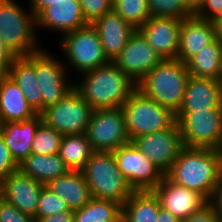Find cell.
<instances>
[{
  "instance_id": "1",
  "label": "cell",
  "mask_w": 222,
  "mask_h": 222,
  "mask_svg": "<svg viewBox=\"0 0 222 222\" xmlns=\"http://www.w3.org/2000/svg\"><path fill=\"white\" fill-rule=\"evenodd\" d=\"M221 174L222 150L184 146L165 175L175 184L197 191L211 201Z\"/></svg>"
},
{
  "instance_id": "2",
  "label": "cell",
  "mask_w": 222,
  "mask_h": 222,
  "mask_svg": "<svg viewBox=\"0 0 222 222\" xmlns=\"http://www.w3.org/2000/svg\"><path fill=\"white\" fill-rule=\"evenodd\" d=\"M83 79L74 88L95 109L120 108L137 89V84L114 62L81 74Z\"/></svg>"
},
{
  "instance_id": "3",
  "label": "cell",
  "mask_w": 222,
  "mask_h": 222,
  "mask_svg": "<svg viewBox=\"0 0 222 222\" xmlns=\"http://www.w3.org/2000/svg\"><path fill=\"white\" fill-rule=\"evenodd\" d=\"M189 76L186 63L164 59L138 82L137 88L176 114L182 105Z\"/></svg>"
},
{
  "instance_id": "4",
  "label": "cell",
  "mask_w": 222,
  "mask_h": 222,
  "mask_svg": "<svg viewBox=\"0 0 222 222\" xmlns=\"http://www.w3.org/2000/svg\"><path fill=\"white\" fill-rule=\"evenodd\" d=\"M81 172L93 198L123 205L134 192L110 151H94Z\"/></svg>"
},
{
  "instance_id": "5",
  "label": "cell",
  "mask_w": 222,
  "mask_h": 222,
  "mask_svg": "<svg viewBox=\"0 0 222 222\" xmlns=\"http://www.w3.org/2000/svg\"><path fill=\"white\" fill-rule=\"evenodd\" d=\"M27 11L15 0H0V36L18 57L42 48L36 39V16L30 8Z\"/></svg>"
},
{
  "instance_id": "6",
  "label": "cell",
  "mask_w": 222,
  "mask_h": 222,
  "mask_svg": "<svg viewBox=\"0 0 222 222\" xmlns=\"http://www.w3.org/2000/svg\"><path fill=\"white\" fill-rule=\"evenodd\" d=\"M121 108L131 142L140 135L171 128L177 122L172 110L159 105L138 88Z\"/></svg>"
},
{
  "instance_id": "7",
  "label": "cell",
  "mask_w": 222,
  "mask_h": 222,
  "mask_svg": "<svg viewBox=\"0 0 222 222\" xmlns=\"http://www.w3.org/2000/svg\"><path fill=\"white\" fill-rule=\"evenodd\" d=\"M59 41L68 59L65 62L81 74L110 62L104 53L98 32L92 24L65 33Z\"/></svg>"
},
{
  "instance_id": "8",
  "label": "cell",
  "mask_w": 222,
  "mask_h": 222,
  "mask_svg": "<svg viewBox=\"0 0 222 222\" xmlns=\"http://www.w3.org/2000/svg\"><path fill=\"white\" fill-rule=\"evenodd\" d=\"M183 146L222 150V108L176 114Z\"/></svg>"
},
{
  "instance_id": "9",
  "label": "cell",
  "mask_w": 222,
  "mask_h": 222,
  "mask_svg": "<svg viewBox=\"0 0 222 222\" xmlns=\"http://www.w3.org/2000/svg\"><path fill=\"white\" fill-rule=\"evenodd\" d=\"M93 109L73 88L63 99L44 109L43 122L62 135L86 133Z\"/></svg>"
},
{
  "instance_id": "10",
  "label": "cell",
  "mask_w": 222,
  "mask_h": 222,
  "mask_svg": "<svg viewBox=\"0 0 222 222\" xmlns=\"http://www.w3.org/2000/svg\"><path fill=\"white\" fill-rule=\"evenodd\" d=\"M118 169L134 191L153 190L165 174L133 143L112 151Z\"/></svg>"
},
{
  "instance_id": "11",
  "label": "cell",
  "mask_w": 222,
  "mask_h": 222,
  "mask_svg": "<svg viewBox=\"0 0 222 222\" xmlns=\"http://www.w3.org/2000/svg\"><path fill=\"white\" fill-rule=\"evenodd\" d=\"M94 151H110L131 142L122 108L95 109L86 131Z\"/></svg>"
},
{
  "instance_id": "12",
  "label": "cell",
  "mask_w": 222,
  "mask_h": 222,
  "mask_svg": "<svg viewBox=\"0 0 222 222\" xmlns=\"http://www.w3.org/2000/svg\"><path fill=\"white\" fill-rule=\"evenodd\" d=\"M65 67L64 62L57 57L55 59L46 50L35 52V74L42 94L43 110L56 104L74 88V83L66 78Z\"/></svg>"
},
{
  "instance_id": "13",
  "label": "cell",
  "mask_w": 222,
  "mask_h": 222,
  "mask_svg": "<svg viewBox=\"0 0 222 222\" xmlns=\"http://www.w3.org/2000/svg\"><path fill=\"white\" fill-rule=\"evenodd\" d=\"M132 142L164 174L171 169L184 147L178 122L166 130L140 135Z\"/></svg>"
},
{
  "instance_id": "14",
  "label": "cell",
  "mask_w": 222,
  "mask_h": 222,
  "mask_svg": "<svg viewBox=\"0 0 222 222\" xmlns=\"http://www.w3.org/2000/svg\"><path fill=\"white\" fill-rule=\"evenodd\" d=\"M162 57L149 45L137 29L129 37L120 55L113 61L136 84L161 61Z\"/></svg>"
},
{
  "instance_id": "15",
  "label": "cell",
  "mask_w": 222,
  "mask_h": 222,
  "mask_svg": "<svg viewBox=\"0 0 222 222\" xmlns=\"http://www.w3.org/2000/svg\"><path fill=\"white\" fill-rule=\"evenodd\" d=\"M152 191L157 196L160 206L180 221L185 220L209 202L197 191L175 184L166 175Z\"/></svg>"
},
{
  "instance_id": "16",
  "label": "cell",
  "mask_w": 222,
  "mask_h": 222,
  "mask_svg": "<svg viewBox=\"0 0 222 222\" xmlns=\"http://www.w3.org/2000/svg\"><path fill=\"white\" fill-rule=\"evenodd\" d=\"M43 186L39 181L16 170L0 182V197L22 213L35 218Z\"/></svg>"
},
{
  "instance_id": "17",
  "label": "cell",
  "mask_w": 222,
  "mask_h": 222,
  "mask_svg": "<svg viewBox=\"0 0 222 222\" xmlns=\"http://www.w3.org/2000/svg\"><path fill=\"white\" fill-rule=\"evenodd\" d=\"M182 19L150 17L138 30L162 59H177Z\"/></svg>"
},
{
  "instance_id": "18",
  "label": "cell",
  "mask_w": 222,
  "mask_h": 222,
  "mask_svg": "<svg viewBox=\"0 0 222 222\" xmlns=\"http://www.w3.org/2000/svg\"><path fill=\"white\" fill-rule=\"evenodd\" d=\"M88 25L83 17L78 0H58L44 8L36 16L37 29L47 28L63 33L74 31ZM39 27V28H38Z\"/></svg>"
},
{
  "instance_id": "19",
  "label": "cell",
  "mask_w": 222,
  "mask_h": 222,
  "mask_svg": "<svg viewBox=\"0 0 222 222\" xmlns=\"http://www.w3.org/2000/svg\"><path fill=\"white\" fill-rule=\"evenodd\" d=\"M222 108L221 81L189 76L182 105L176 114Z\"/></svg>"
},
{
  "instance_id": "20",
  "label": "cell",
  "mask_w": 222,
  "mask_h": 222,
  "mask_svg": "<svg viewBox=\"0 0 222 222\" xmlns=\"http://www.w3.org/2000/svg\"><path fill=\"white\" fill-rule=\"evenodd\" d=\"M92 26L97 30L107 59L113 62L135 31L118 13L110 11L96 19Z\"/></svg>"
},
{
  "instance_id": "21",
  "label": "cell",
  "mask_w": 222,
  "mask_h": 222,
  "mask_svg": "<svg viewBox=\"0 0 222 222\" xmlns=\"http://www.w3.org/2000/svg\"><path fill=\"white\" fill-rule=\"evenodd\" d=\"M216 39L214 22L197 18L195 15L182 19L179 32V48L177 59L186 63L204 46Z\"/></svg>"
},
{
  "instance_id": "22",
  "label": "cell",
  "mask_w": 222,
  "mask_h": 222,
  "mask_svg": "<svg viewBox=\"0 0 222 222\" xmlns=\"http://www.w3.org/2000/svg\"><path fill=\"white\" fill-rule=\"evenodd\" d=\"M42 122L41 114H37L28 120L1 123L0 134L17 164L31 154L32 141Z\"/></svg>"
},
{
  "instance_id": "23",
  "label": "cell",
  "mask_w": 222,
  "mask_h": 222,
  "mask_svg": "<svg viewBox=\"0 0 222 222\" xmlns=\"http://www.w3.org/2000/svg\"><path fill=\"white\" fill-rule=\"evenodd\" d=\"M36 115L19 86L8 75L0 76V122L24 121Z\"/></svg>"
},
{
  "instance_id": "24",
  "label": "cell",
  "mask_w": 222,
  "mask_h": 222,
  "mask_svg": "<svg viewBox=\"0 0 222 222\" xmlns=\"http://www.w3.org/2000/svg\"><path fill=\"white\" fill-rule=\"evenodd\" d=\"M8 76L23 91L28 104L37 114H40L43 111V100L35 74V53L17 57L9 70Z\"/></svg>"
},
{
  "instance_id": "25",
  "label": "cell",
  "mask_w": 222,
  "mask_h": 222,
  "mask_svg": "<svg viewBox=\"0 0 222 222\" xmlns=\"http://www.w3.org/2000/svg\"><path fill=\"white\" fill-rule=\"evenodd\" d=\"M46 186L74 211L85 206L92 198L83 173L78 170H69Z\"/></svg>"
},
{
  "instance_id": "26",
  "label": "cell",
  "mask_w": 222,
  "mask_h": 222,
  "mask_svg": "<svg viewBox=\"0 0 222 222\" xmlns=\"http://www.w3.org/2000/svg\"><path fill=\"white\" fill-rule=\"evenodd\" d=\"M18 170L32 177L40 183L47 185L61 175L66 174L69 168L65 165L59 154L38 155L31 153L18 164Z\"/></svg>"
},
{
  "instance_id": "27",
  "label": "cell",
  "mask_w": 222,
  "mask_h": 222,
  "mask_svg": "<svg viewBox=\"0 0 222 222\" xmlns=\"http://www.w3.org/2000/svg\"><path fill=\"white\" fill-rule=\"evenodd\" d=\"M186 66L190 76L221 80L222 78V43L216 38L191 57Z\"/></svg>"
},
{
  "instance_id": "28",
  "label": "cell",
  "mask_w": 222,
  "mask_h": 222,
  "mask_svg": "<svg viewBox=\"0 0 222 222\" xmlns=\"http://www.w3.org/2000/svg\"><path fill=\"white\" fill-rule=\"evenodd\" d=\"M160 207L152 190L134 191L122 205L121 222H157Z\"/></svg>"
},
{
  "instance_id": "29",
  "label": "cell",
  "mask_w": 222,
  "mask_h": 222,
  "mask_svg": "<svg viewBox=\"0 0 222 222\" xmlns=\"http://www.w3.org/2000/svg\"><path fill=\"white\" fill-rule=\"evenodd\" d=\"M93 152L86 133H82L63 135L58 154L69 170L81 171Z\"/></svg>"
},
{
  "instance_id": "30",
  "label": "cell",
  "mask_w": 222,
  "mask_h": 222,
  "mask_svg": "<svg viewBox=\"0 0 222 222\" xmlns=\"http://www.w3.org/2000/svg\"><path fill=\"white\" fill-rule=\"evenodd\" d=\"M122 205L116 201L91 198L74 211V222H121Z\"/></svg>"
},
{
  "instance_id": "31",
  "label": "cell",
  "mask_w": 222,
  "mask_h": 222,
  "mask_svg": "<svg viewBox=\"0 0 222 222\" xmlns=\"http://www.w3.org/2000/svg\"><path fill=\"white\" fill-rule=\"evenodd\" d=\"M113 11L118 13L135 30L150 19L148 0H112Z\"/></svg>"
},
{
  "instance_id": "32",
  "label": "cell",
  "mask_w": 222,
  "mask_h": 222,
  "mask_svg": "<svg viewBox=\"0 0 222 222\" xmlns=\"http://www.w3.org/2000/svg\"><path fill=\"white\" fill-rule=\"evenodd\" d=\"M151 17L186 19L195 15L187 0H148Z\"/></svg>"
},
{
  "instance_id": "33",
  "label": "cell",
  "mask_w": 222,
  "mask_h": 222,
  "mask_svg": "<svg viewBox=\"0 0 222 222\" xmlns=\"http://www.w3.org/2000/svg\"><path fill=\"white\" fill-rule=\"evenodd\" d=\"M63 135L42 122L32 141L31 153L38 155L58 154Z\"/></svg>"
},
{
  "instance_id": "34",
  "label": "cell",
  "mask_w": 222,
  "mask_h": 222,
  "mask_svg": "<svg viewBox=\"0 0 222 222\" xmlns=\"http://www.w3.org/2000/svg\"><path fill=\"white\" fill-rule=\"evenodd\" d=\"M62 211L74 210L69 209L67 204L58 195L54 194L44 185L40 193L35 219L44 218Z\"/></svg>"
},
{
  "instance_id": "35",
  "label": "cell",
  "mask_w": 222,
  "mask_h": 222,
  "mask_svg": "<svg viewBox=\"0 0 222 222\" xmlns=\"http://www.w3.org/2000/svg\"><path fill=\"white\" fill-rule=\"evenodd\" d=\"M81 4L83 17L88 24H92L96 19L105 13L113 10L112 0H78Z\"/></svg>"
},
{
  "instance_id": "36",
  "label": "cell",
  "mask_w": 222,
  "mask_h": 222,
  "mask_svg": "<svg viewBox=\"0 0 222 222\" xmlns=\"http://www.w3.org/2000/svg\"><path fill=\"white\" fill-rule=\"evenodd\" d=\"M0 222H36V219L0 197Z\"/></svg>"
},
{
  "instance_id": "37",
  "label": "cell",
  "mask_w": 222,
  "mask_h": 222,
  "mask_svg": "<svg viewBox=\"0 0 222 222\" xmlns=\"http://www.w3.org/2000/svg\"><path fill=\"white\" fill-rule=\"evenodd\" d=\"M195 16L210 22L222 18V0H203L195 10Z\"/></svg>"
},
{
  "instance_id": "38",
  "label": "cell",
  "mask_w": 222,
  "mask_h": 222,
  "mask_svg": "<svg viewBox=\"0 0 222 222\" xmlns=\"http://www.w3.org/2000/svg\"><path fill=\"white\" fill-rule=\"evenodd\" d=\"M16 170H18V164L12 157L10 150L0 134V182Z\"/></svg>"
},
{
  "instance_id": "39",
  "label": "cell",
  "mask_w": 222,
  "mask_h": 222,
  "mask_svg": "<svg viewBox=\"0 0 222 222\" xmlns=\"http://www.w3.org/2000/svg\"><path fill=\"white\" fill-rule=\"evenodd\" d=\"M221 217L217 214L215 207L209 201L200 210L192 213L181 222H221Z\"/></svg>"
},
{
  "instance_id": "40",
  "label": "cell",
  "mask_w": 222,
  "mask_h": 222,
  "mask_svg": "<svg viewBox=\"0 0 222 222\" xmlns=\"http://www.w3.org/2000/svg\"><path fill=\"white\" fill-rule=\"evenodd\" d=\"M18 56L7 47L0 36V76L8 75L9 70Z\"/></svg>"
},
{
  "instance_id": "41",
  "label": "cell",
  "mask_w": 222,
  "mask_h": 222,
  "mask_svg": "<svg viewBox=\"0 0 222 222\" xmlns=\"http://www.w3.org/2000/svg\"><path fill=\"white\" fill-rule=\"evenodd\" d=\"M36 222H74V211H62L54 215L36 219Z\"/></svg>"
},
{
  "instance_id": "42",
  "label": "cell",
  "mask_w": 222,
  "mask_h": 222,
  "mask_svg": "<svg viewBox=\"0 0 222 222\" xmlns=\"http://www.w3.org/2000/svg\"><path fill=\"white\" fill-rule=\"evenodd\" d=\"M216 209L217 214L222 219V174L220 177V181L215 189L213 198L210 201Z\"/></svg>"
},
{
  "instance_id": "43",
  "label": "cell",
  "mask_w": 222,
  "mask_h": 222,
  "mask_svg": "<svg viewBox=\"0 0 222 222\" xmlns=\"http://www.w3.org/2000/svg\"><path fill=\"white\" fill-rule=\"evenodd\" d=\"M56 1L58 0H30V9L34 12V15L37 16L44 8Z\"/></svg>"
},
{
  "instance_id": "44",
  "label": "cell",
  "mask_w": 222,
  "mask_h": 222,
  "mask_svg": "<svg viewBox=\"0 0 222 222\" xmlns=\"http://www.w3.org/2000/svg\"><path fill=\"white\" fill-rule=\"evenodd\" d=\"M157 222H181L177 219L173 214H171L168 210L160 207Z\"/></svg>"
},
{
  "instance_id": "45",
  "label": "cell",
  "mask_w": 222,
  "mask_h": 222,
  "mask_svg": "<svg viewBox=\"0 0 222 222\" xmlns=\"http://www.w3.org/2000/svg\"><path fill=\"white\" fill-rule=\"evenodd\" d=\"M216 38L222 43V18L217 19L215 22Z\"/></svg>"
},
{
  "instance_id": "46",
  "label": "cell",
  "mask_w": 222,
  "mask_h": 222,
  "mask_svg": "<svg viewBox=\"0 0 222 222\" xmlns=\"http://www.w3.org/2000/svg\"><path fill=\"white\" fill-rule=\"evenodd\" d=\"M190 7L195 11L203 2V0H187Z\"/></svg>"
}]
</instances>
